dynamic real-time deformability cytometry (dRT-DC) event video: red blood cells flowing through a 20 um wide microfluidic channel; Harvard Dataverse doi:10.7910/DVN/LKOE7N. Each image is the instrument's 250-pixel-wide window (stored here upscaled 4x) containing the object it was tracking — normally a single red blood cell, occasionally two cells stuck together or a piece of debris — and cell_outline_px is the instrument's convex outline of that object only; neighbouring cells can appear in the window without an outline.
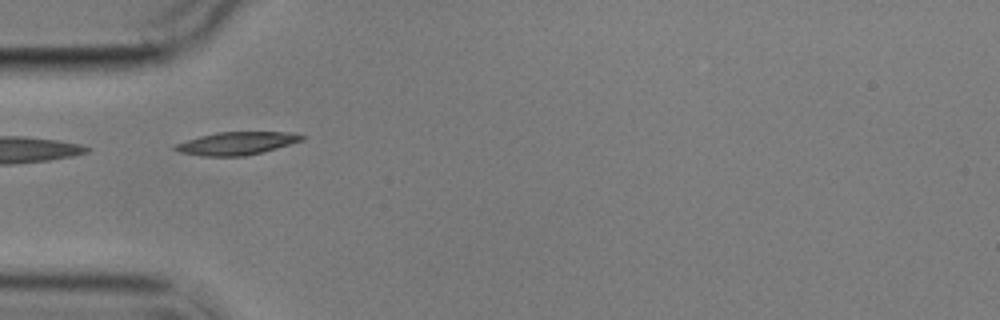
{"species": "common noctule bat (a hibernating species)", "species_latin": "Nyctalus noctula", "temperature_condition": "cold", "stored_images_in_passage": 2, "camera_frame_rate_fps": 3000, "um_per_image_px": 0.085, "animal": {"sex": "male", "body_mass_g": 17.9}, "frame": {"image": 1, "passage_image": 1, "time_ms": 0.0, "image_size_px": [1000, 320], "cell_outline_px": [[304, 140], [276, 148], [244, 156], [200, 156], [180, 152], [172, 148], [176, 144], [200, 136], [216, 132], [288, 132], [304, 136]], "centroid_in_image_um": [20.09, 12.18], "position_along_channel_um": 64.9, "area_um2": 16.65}}